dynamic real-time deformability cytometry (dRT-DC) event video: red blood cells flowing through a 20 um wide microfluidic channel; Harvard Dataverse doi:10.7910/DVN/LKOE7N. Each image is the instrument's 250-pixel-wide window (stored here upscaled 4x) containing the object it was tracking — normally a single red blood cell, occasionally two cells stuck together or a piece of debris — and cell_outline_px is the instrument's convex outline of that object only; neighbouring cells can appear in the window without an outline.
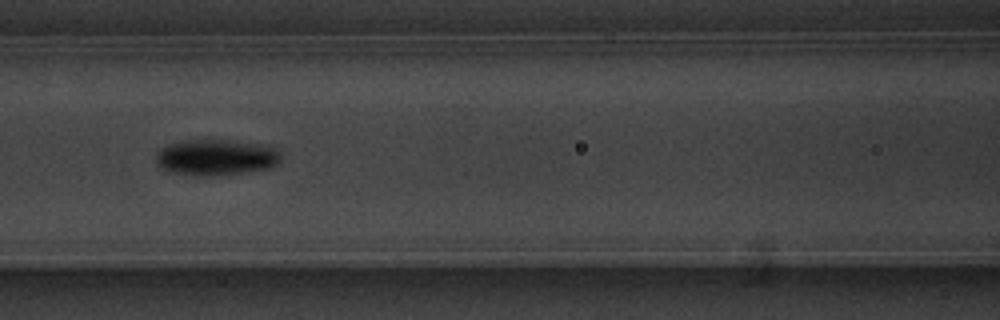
{"species": "common noctule bat (a hibernating species)", "species_latin": "Nyctalus noctula", "temperature_condition": "warm", "stored_images_in_passage": 13, "camera_frame_rate_fps": 3000, "um_per_image_px": 0.085, "animal": {"sex": "male", "body_mass_g": 20.1, "forearm_length_mm": 53.5}, "frame": {"image": 1, "passage_image": 9, "time_ms": 2.667, "image_size_px": [1000, 320], "cell_outline_px": [[280, 160], [272, 168], [240, 172], [176, 172], [164, 168], [156, 160], [156, 156], [168, 144], [184, 140], [236, 140], [264, 144], [280, 152]], "centroid_in_image_um": [18.47, 13.29], "position_along_channel_um": 148.1, "area_um2": 24.68}}